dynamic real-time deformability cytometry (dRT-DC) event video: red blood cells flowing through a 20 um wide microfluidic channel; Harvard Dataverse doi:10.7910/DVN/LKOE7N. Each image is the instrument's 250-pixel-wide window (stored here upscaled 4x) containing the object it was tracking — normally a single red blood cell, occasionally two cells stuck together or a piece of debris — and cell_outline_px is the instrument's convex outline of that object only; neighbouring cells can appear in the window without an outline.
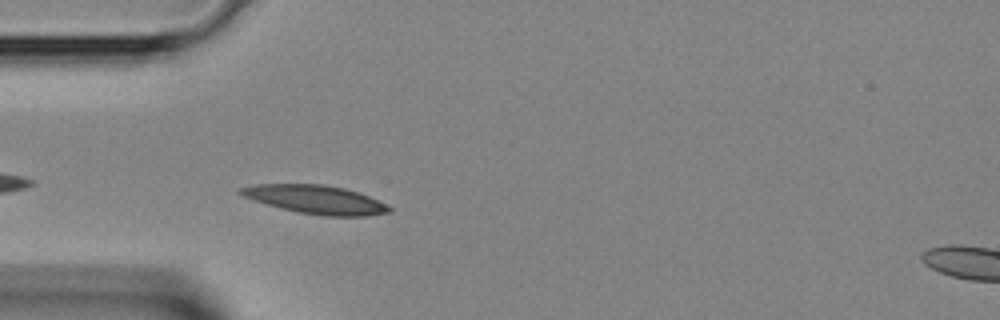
{"species": "Egyptian fruit bat (a non-hibernating species)", "species_latin": "Rousettus aegyptiacus", "temperature_condition": "room temperature", "stored_images_in_passage": 3, "camera_frame_rate_fps": 3000, "um_per_image_px": 0.085, "animal": {"sex": "female"}, "frame": {"image": 1, "passage_image": 2, "time_ms": 0.333, "image_size_px": [1000, 320], "cell_outline_px": [[392, 212], [368, 216], [324, 216], [300, 212], [280, 208], [244, 196], [236, 192], [240, 188], [256, 184], [324, 184], [344, 188], [368, 196], [392, 208]], "centroid_in_image_um": [26.84, 16.96], "position_along_channel_um": 58.2, "area_um2": 24.39}}